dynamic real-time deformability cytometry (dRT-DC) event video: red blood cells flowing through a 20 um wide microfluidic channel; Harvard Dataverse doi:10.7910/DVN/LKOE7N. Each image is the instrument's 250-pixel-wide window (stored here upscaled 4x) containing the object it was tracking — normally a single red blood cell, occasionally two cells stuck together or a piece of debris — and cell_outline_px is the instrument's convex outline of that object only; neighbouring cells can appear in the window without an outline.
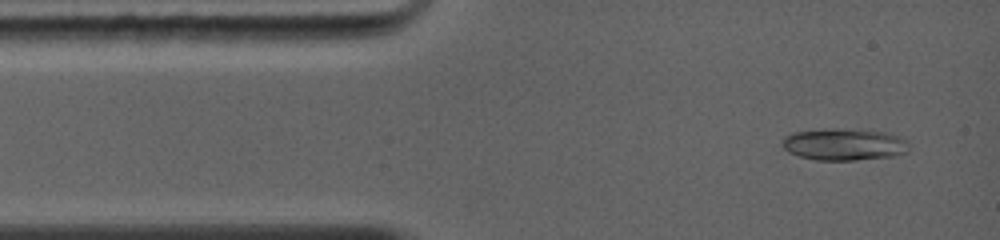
{"species": "common noctule bat (a hibernating species)", "species_latin": "Nyctalus noctula", "temperature_condition": "warm", "stored_images_in_passage": 3, "camera_frame_rate_fps": 5000, "um_per_image_px": 0.085, "animal": {"sex": "female", "body_mass_g": 19.0, "forearm_length_mm": 56.7}, "frame": {"image": 1, "passage_image": 1, "time_ms": 0.0, "image_size_px": [1000, 240], "cell_outline_px": [[908, 152], [892, 156], [856, 160], [816, 160], [800, 156], [788, 152], [780, 144], [780, 140], [784, 136], [792, 132], [832, 128], [884, 132], [908, 140]], "centroid_in_image_um": [71.69, 12.28], "position_along_channel_um": 13.3, "area_um2": 23.58}}
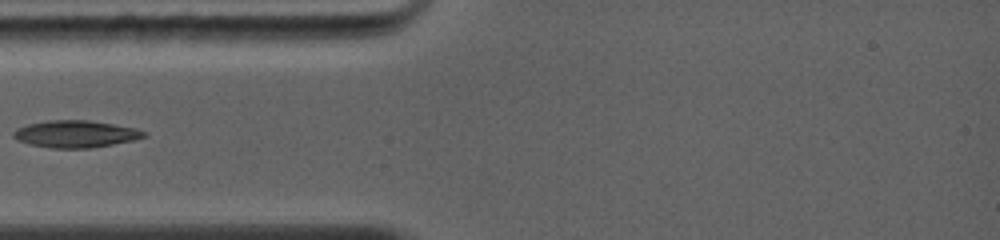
{"frame": {"image": 2, "passage_image": 3, "time_ms": 2.6, "image_size_px": [1000, 240], "cell_outline_px": [[148, 136], [136, 140], [88, 148], [52, 148], [28, 144], [16, 140], [12, 136], [12, 132], [16, 128], [28, 124], [48, 120], [88, 120], [136, 128], [148, 132]], "centroid_in_image_um": [6.42, 11.39], "position_along_channel_um": 78.6, "area_um2": 20.75}}